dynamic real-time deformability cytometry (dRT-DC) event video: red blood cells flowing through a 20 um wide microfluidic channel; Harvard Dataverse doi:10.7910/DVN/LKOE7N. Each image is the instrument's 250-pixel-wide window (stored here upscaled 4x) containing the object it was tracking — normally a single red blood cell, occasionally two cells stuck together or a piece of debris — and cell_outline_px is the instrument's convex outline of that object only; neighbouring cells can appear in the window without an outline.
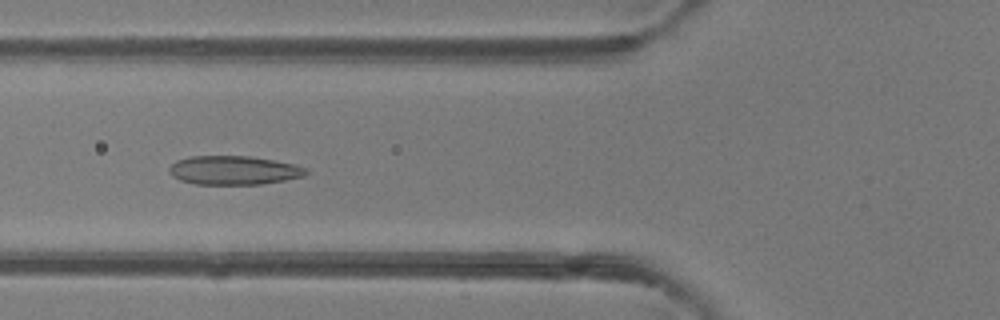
{"species": "common noctule bat (a hibernating species)", "species_latin": "Nyctalus noctula", "temperature_condition": "room temperature", "stored_images_in_passage": 49, "camera_frame_rate_fps": 3000, "um_per_image_px": 0.085, "animal": {"sex": "female"}, "frame": {"image": 1, "passage_image": 18, "time_ms": 5.667, "image_size_px": [1000, 320], "cell_outline_px": [[308, 172], [304, 176], [284, 180], [260, 184], [196, 184], [180, 180], [172, 176], [168, 172], [168, 168], [176, 160], [188, 156], [248, 156], [272, 160], [292, 164], [308, 168]], "centroid_in_image_um": [19.83, 14.47], "position_along_channel_um": 106.0, "area_um2": 22.95}}
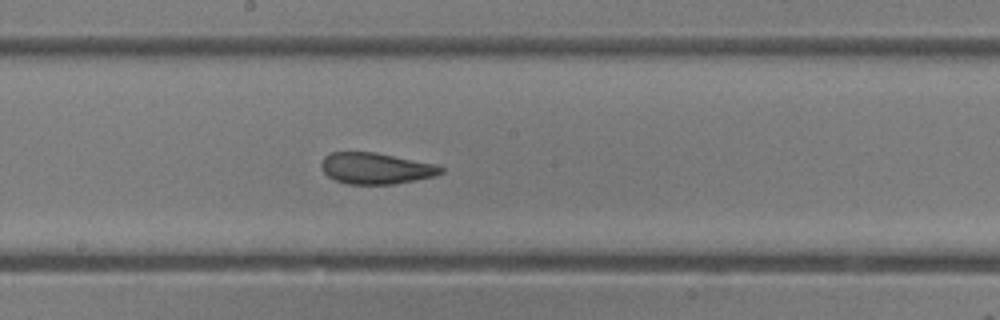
{"frame": {"image": 2, "passage_image": 26, "time_ms": 8.333, "image_size_px": [1000, 320], "cell_outline_px": [[444, 172], [436, 176], [396, 184], [348, 184], [336, 180], [328, 176], [320, 168], [320, 164], [324, 156], [332, 152], [376, 152], [436, 164], [444, 168]], "centroid_in_image_um": [31.96, 14.31], "position_along_channel_um": 216.2, "area_um2": 21.96}}
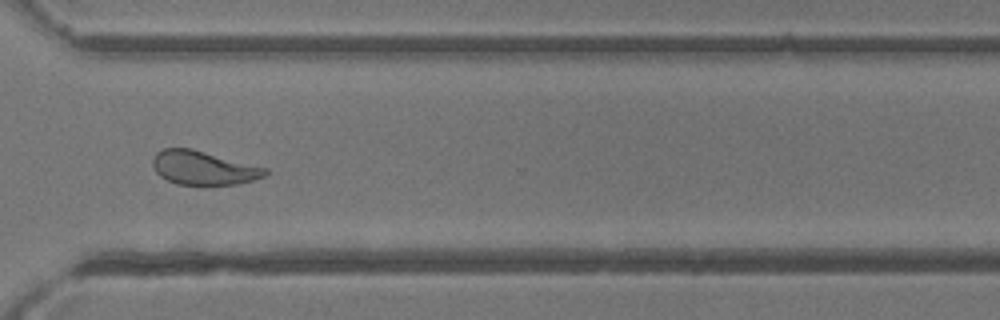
{"frame": {"image": 3, "passage_image": 36, "time_ms": 11.667, "image_size_px": [1000, 320], "cell_outline_px": [[268, 172], [264, 176], [252, 180], [236, 184], [176, 184], [160, 176], [156, 172], [152, 164], [152, 160], [156, 152], [164, 148], [192, 148], [268, 168]], "centroid_in_image_um": [17.28, 14.25], "position_along_channel_um": 353.3, "area_um2": 22.08}, "authors_computed_cell_mechanics": {"area_um2": 24.0448, "velocity_mm_per_s": 4.1159, "shape_relaxation_time_tau1_ms": 5.2714, "shape_relaxation_time_tau2_ms": 1.5158, "deformation_change_tau1": 0.1464, "deformation_change_tau2": 0.0716}}